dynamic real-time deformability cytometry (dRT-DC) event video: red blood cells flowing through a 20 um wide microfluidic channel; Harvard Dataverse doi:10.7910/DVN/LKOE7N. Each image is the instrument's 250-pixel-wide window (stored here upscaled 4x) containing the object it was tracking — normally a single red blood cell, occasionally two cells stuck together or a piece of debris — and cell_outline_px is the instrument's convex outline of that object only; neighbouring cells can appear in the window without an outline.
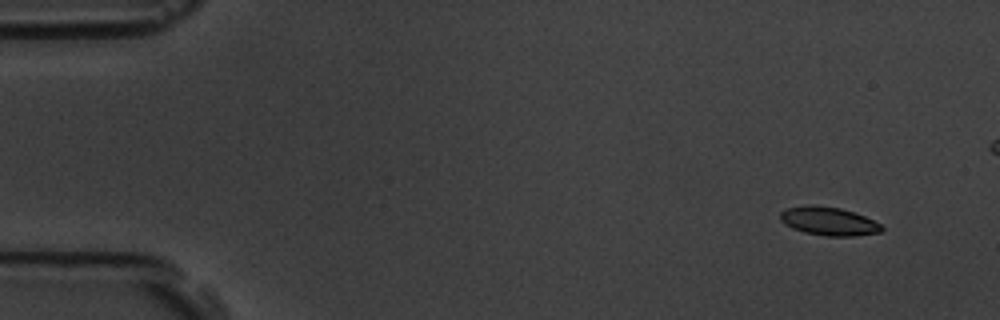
{"species": "common noctule bat (a hibernating species)", "species_latin": "Nyctalus noctula", "temperature_condition": "room temperature", "stored_images_in_passage": 54, "camera_frame_rate_fps": 3000, "um_per_image_px": 0.085, "animal": {"sex": "male", "body_mass_g": 19.5, "forearm_length_mm": 54.6}, "frame": {"image": 1, "passage_image": 1, "time_ms": 0.0, "image_size_px": [1000, 320], "cell_outline_px": [[884, 228], [880, 232], [856, 236], [824, 236], [804, 232], [792, 228], [784, 224], [780, 220], [780, 212], [788, 208], [808, 204], [812, 204], [840, 208], [864, 216], [880, 224]], "centroid_in_image_um": [70.41, 18.8], "position_along_channel_um": 14.6, "area_um2": 16.82}}
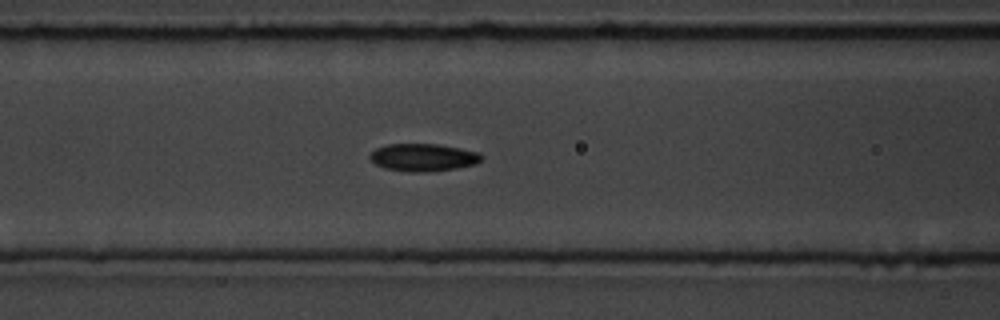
{"frame": {"image": 2, "passage_image": 20, "time_ms": 6.333, "image_size_px": [1000, 320], "cell_outline_px": [[484, 156], [476, 164], [456, 168], [428, 172], [408, 172], [384, 168], [376, 164], [368, 156], [376, 148], [388, 144], [436, 144], [460, 148], [480, 152]], "centroid_in_image_um": [35.99, 13.38], "position_along_channel_um": 130.6, "area_um2": 17.98}}
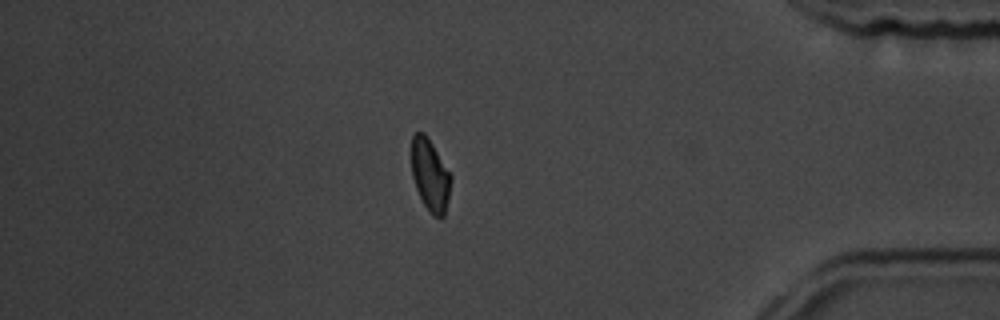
{"frame": {"image": 3, "passage_image": 45, "time_ms": 14.667, "image_size_px": [1000, 320], "cell_outline_px": [[452, 180], [444, 216], [432, 216], [428, 212], [416, 188], [412, 176], [412, 136], [416, 132], [424, 132], [428, 136], [452, 176]], "centroid_in_image_um": [36.57, 14.87], "position_along_channel_um": 398.6, "area_um2": 16.53}, "authors_computed_cell_mechanics": {"area_um2": 17.3978, "velocity_mm_per_s": 3.6414, "shape_relaxation_time_tau1_ms": 5.0641, "shape_relaxation_time_tau2_ms": 2.3339, "deformation_change_tau1": 0.1211, "deformation_change_tau2": 0.0576}}